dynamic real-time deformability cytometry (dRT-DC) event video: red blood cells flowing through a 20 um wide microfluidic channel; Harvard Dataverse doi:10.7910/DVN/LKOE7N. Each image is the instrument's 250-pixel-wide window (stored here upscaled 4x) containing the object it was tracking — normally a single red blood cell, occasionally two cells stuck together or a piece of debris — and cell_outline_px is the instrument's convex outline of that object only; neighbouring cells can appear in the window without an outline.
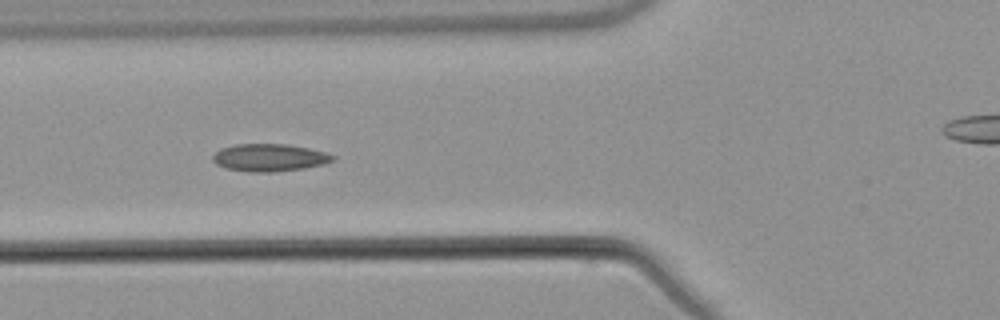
{"species": "common noctule bat (a hibernating species)", "species_latin": "Nyctalus noctula", "temperature_condition": "warm", "stored_images_in_passage": 8, "camera_frame_rate_fps": 3000, "um_per_image_px": 0.085, "animal": {"sex": "male", "body_mass_g": 21.5, "forearm_length_mm": 52.0}, "frame": {"image": 1, "passage_image": 5, "time_ms": 5.667, "image_size_px": [1000, 320], "cell_outline_px": [[336, 160], [324, 164], [304, 168], [276, 172], [248, 172], [228, 168], [216, 164], [212, 160], [212, 156], [220, 148], [236, 144], [288, 144], [328, 152], [336, 156]], "centroid_in_image_um": [22.94, 13.39], "position_along_channel_um": 102.9, "area_um2": 19.42}}
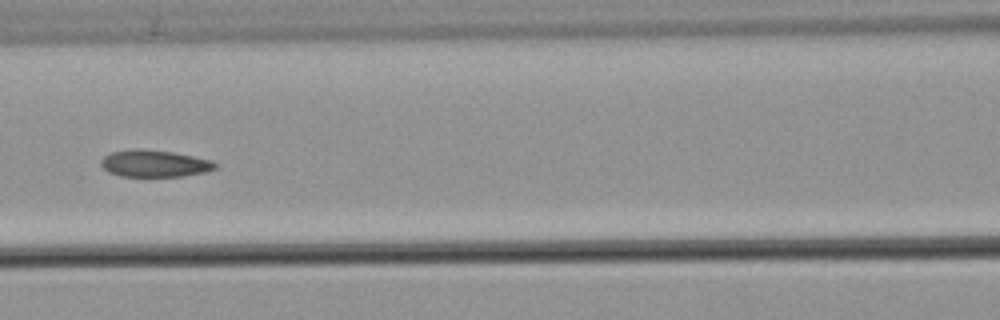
{"frame": {"image": 2, "passage_image": 6, "time_ms": 7.0, "image_size_px": [1000, 320], "cell_outline_px": [[220, 164], [216, 168], [204, 172], [184, 176], [120, 176], [108, 172], [100, 164], [100, 160], [104, 156], [112, 152], [136, 148], [140, 148], [172, 152], [212, 160]], "centroid_in_image_um": [13.14, 13.89], "position_along_channel_um": 153.5, "area_um2": 17.98}}